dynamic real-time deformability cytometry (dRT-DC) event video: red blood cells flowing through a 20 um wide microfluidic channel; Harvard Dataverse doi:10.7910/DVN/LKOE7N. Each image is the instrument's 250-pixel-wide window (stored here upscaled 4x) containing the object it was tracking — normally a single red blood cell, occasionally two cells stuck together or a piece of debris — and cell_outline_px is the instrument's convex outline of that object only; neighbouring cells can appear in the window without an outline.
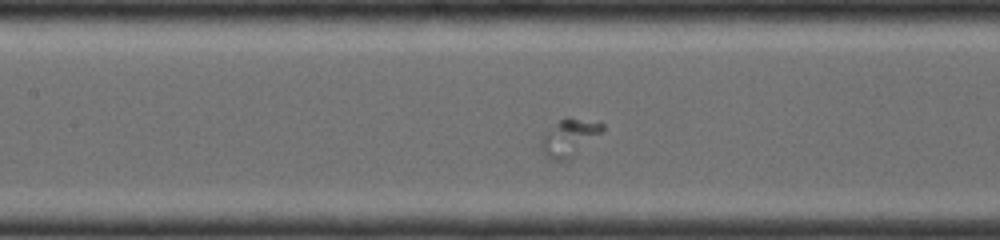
{"species": "common noctule bat (a hibernating species)", "species_latin": "Nyctalus noctula", "temperature_condition": "room temperature", "stored_images_in_passage": 32, "camera_frame_rate_fps": 4000, "um_per_image_px": 0.085, "animal": {"sex": "female", "body_mass_g": 19.0, "forearm_length_mm": 56.7}, "frame": {"image": 1, "passage_image": 26, "time_ms": 5.0, "image_size_px": [1000, 240], "cell_outline_px": [[604, 132], [568, 160], [552, 160], [544, 152], [540, 144], [540, 136], [560, 120], [568, 116], [604, 124]], "centroid_in_image_um": [48.4, 11.68], "position_along_channel_um": 159.0, "area_um2": 13.24}}